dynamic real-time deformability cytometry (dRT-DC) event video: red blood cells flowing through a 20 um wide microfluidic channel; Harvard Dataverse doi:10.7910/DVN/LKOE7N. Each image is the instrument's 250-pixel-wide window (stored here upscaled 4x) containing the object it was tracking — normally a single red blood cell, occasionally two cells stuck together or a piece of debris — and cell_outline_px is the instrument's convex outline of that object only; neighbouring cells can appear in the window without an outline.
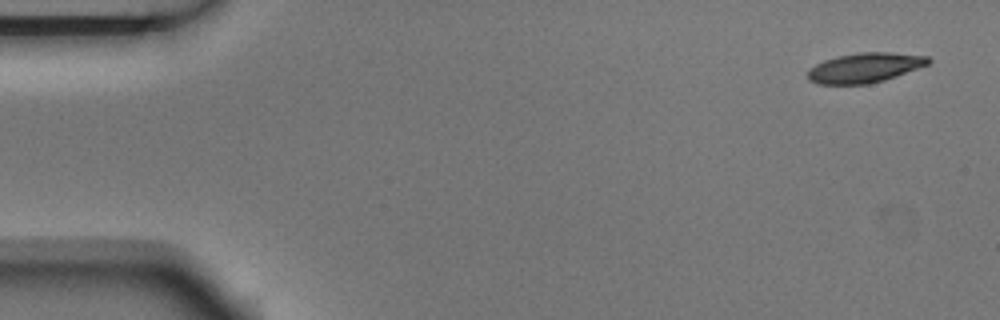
{"species": "Egyptian fruit bat (a non-hibernating species)", "species_latin": "Rousettus aegyptiacus", "temperature_condition": "room temperature", "stored_images_in_passage": 7, "camera_frame_rate_fps": 3000, "um_per_image_px": 0.085, "animal": {"sex": "male"}, "frame": {"image": 1, "passage_image": 1, "time_ms": 0.0, "image_size_px": [1000, 320], "cell_outline_px": [[932, 60], [928, 64], [896, 76], [884, 80], [868, 84], [816, 84], [808, 80], [808, 68], [824, 60], [836, 56], [856, 52], [892, 52], [928, 56]], "centroid_in_image_um": [73.48, 5.75], "position_along_channel_um": 11.5, "area_um2": 21.04}}
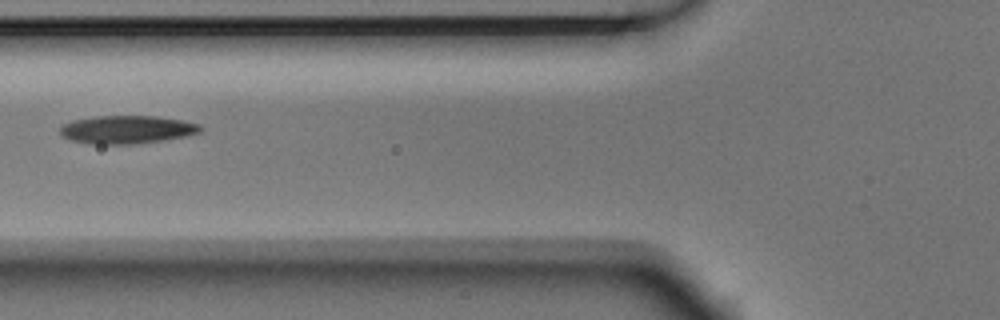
{"frame": {"image": 2, "passage_image": 6, "time_ms": 1.667, "image_size_px": [1000, 320], "cell_outline_px": [[204, 128], [200, 132], [184, 136], [164, 140], [132, 144], [96, 144], [72, 140], [64, 136], [60, 132], [60, 124], [72, 120], [96, 116], [156, 116], [180, 120], [200, 124]], "centroid_in_image_um": [10.78, 11.0], "position_along_channel_um": 115.0, "area_um2": 22.89}}
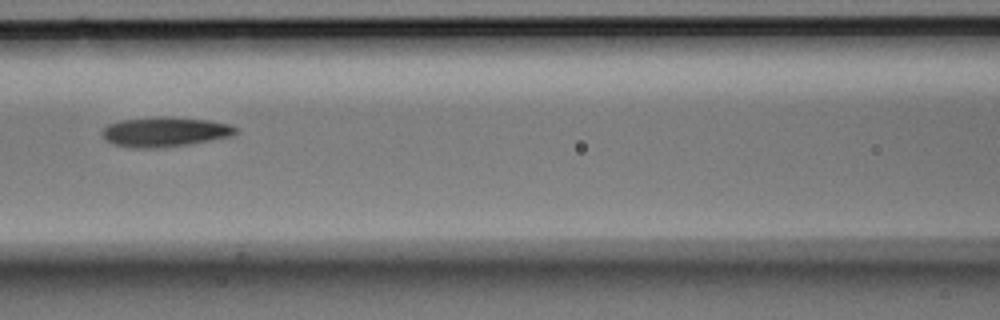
{"frame": {"image": 3, "passage_image": 7, "time_ms": 2.0, "image_size_px": [1000, 320], "cell_outline_px": [[236, 132], [232, 136], [188, 144], [156, 148], [132, 148], [112, 144], [100, 132], [108, 124], [120, 120], [152, 116], [168, 116], [212, 120], [232, 124], [236, 128]], "centroid_in_image_um": [14.01, 11.19], "position_along_channel_um": 152.6, "area_um2": 23.41}}